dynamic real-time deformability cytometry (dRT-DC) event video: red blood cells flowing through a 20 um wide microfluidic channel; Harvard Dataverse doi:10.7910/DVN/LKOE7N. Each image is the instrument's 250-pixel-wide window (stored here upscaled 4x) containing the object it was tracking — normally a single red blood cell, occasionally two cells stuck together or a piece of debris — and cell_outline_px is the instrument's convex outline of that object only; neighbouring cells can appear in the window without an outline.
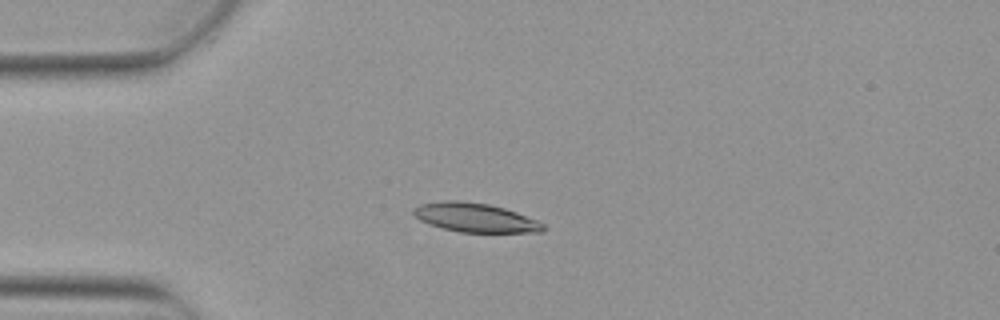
{"species": "Egyptian fruit bat (a non-hibernating species)", "species_latin": "Rousettus aegyptiacus", "temperature_condition": "warm", "stored_images_in_passage": 5, "camera_frame_rate_fps": 3000, "um_per_image_px": 0.085, "animal": {"sex": "female"}, "frame": {"image": 1, "passage_image": 4, "time_ms": 1.0, "image_size_px": [1000, 320], "cell_outline_px": [[548, 228], [544, 232], [460, 232], [428, 224], [420, 220], [412, 212], [412, 208], [420, 204], [440, 200], [460, 200], [488, 204], [504, 208], [516, 212], [536, 220], [544, 224]], "centroid_in_image_um": [40.38, 18.49], "position_along_channel_um": 44.6, "area_um2": 22.02}}